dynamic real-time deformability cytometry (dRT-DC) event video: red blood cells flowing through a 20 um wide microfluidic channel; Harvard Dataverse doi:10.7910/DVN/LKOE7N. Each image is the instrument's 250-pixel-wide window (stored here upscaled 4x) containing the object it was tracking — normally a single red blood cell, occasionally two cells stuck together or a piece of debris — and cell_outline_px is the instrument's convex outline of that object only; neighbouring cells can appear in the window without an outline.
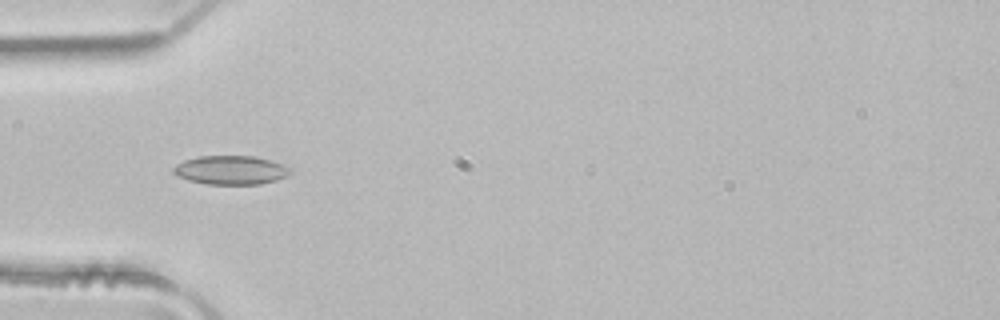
{"species": "common noctule bat (a hibernating species)", "species_latin": "Nyctalus noctula", "temperature_condition": "room temperature", "stored_images_in_passage": 4, "camera_frame_rate_fps": 3000, "um_per_image_px": 0.085, "animal": {"sex": "male", "body_mass_g": 21.5, "forearm_length_mm": 52.0}, "frame": {"image": 1, "passage_image": 4, "time_ms": 1.0, "image_size_px": [1000, 320], "cell_outline_px": [[292, 172], [288, 176], [276, 180], [260, 184], [208, 184], [188, 180], [172, 172], [172, 168], [176, 164], [184, 160], [200, 156], [252, 156], [268, 160], [292, 168]], "centroid_in_image_um": [19.62, 14.46], "position_along_channel_um": 65.4, "area_um2": 19.54}}